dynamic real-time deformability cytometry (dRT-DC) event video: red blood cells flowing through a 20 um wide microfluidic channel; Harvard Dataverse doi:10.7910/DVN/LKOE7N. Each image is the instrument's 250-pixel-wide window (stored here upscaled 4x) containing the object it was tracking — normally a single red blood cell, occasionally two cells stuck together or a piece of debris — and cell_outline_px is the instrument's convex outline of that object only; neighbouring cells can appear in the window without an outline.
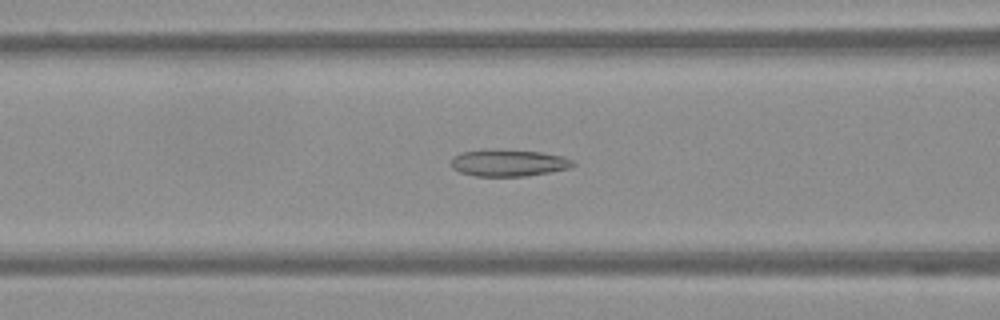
{"species": "Egyptian fruit bat (a non-hibernating species)", "species_latin": "Rousettus aegyptiacus", "temperature_condition": "warm", "stored_images_in_passage": 56, "camera_frame_rate_fps": 3000, "um_per_image_px": 0.085, "frame": {"image": 1, "passage_image": 23, "time_ms": 7.333, "image_size_px": [1000, 320], "cell_outline_px": [[576, 164], [568, 168], [548, 172], [524, 176], [476, 176], [460, 172], [452, 168], [452, 156], [460, 152], [484, 148], [540, 152], [564, 156], [572, 160]], "centroid_in_image_um": [43.17, 13.82], "position_along_channel_um": 123.4, "area_um2": 19.19}}
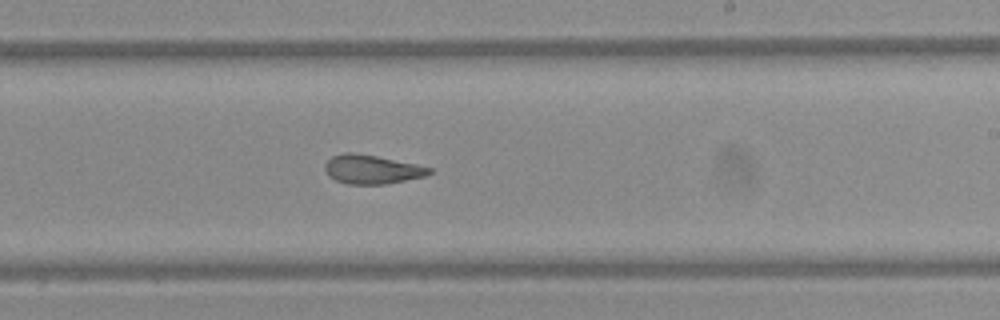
{"frame": {"image": 2, "passage_image": 34, "time_ms": 11.0, "image_size_px": [1000, 320], "cell_outline_px": [[432, 172], [424, 176], [388, 184], [348, 184], [336, 180], [328, 176], [324, 168], [324, 164], [332, 156], [344, 152], [352, 152], [376, 156], [416, 164], [432, 168]], "centroid_in_image_um": [31.58, 14.4], "position_along_channel_um": 257.4, "area_um2": 17.57}}
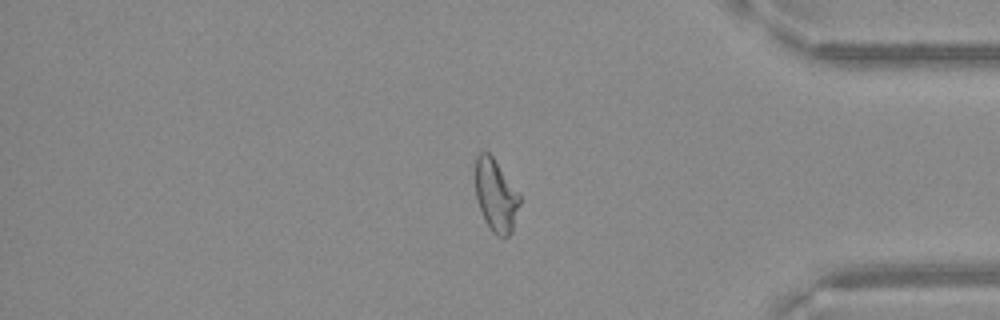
{"frame": {"image": 3, "passage_image": 47, "time_ms": 15.333, "image_size_px": [1000, 320], "cell_outline_px": [[520, 204], [512, 232], [508, 236], [496, 236], [492, 232], [484, 220], [476, 200], [476, 156], [480, 152], [488, 152], [492, 156], [520, 196]], "centroid_in_image_um": [42.14, 16.66], "position_along_channel_um": 393.1, "area_um2": 18.5}}